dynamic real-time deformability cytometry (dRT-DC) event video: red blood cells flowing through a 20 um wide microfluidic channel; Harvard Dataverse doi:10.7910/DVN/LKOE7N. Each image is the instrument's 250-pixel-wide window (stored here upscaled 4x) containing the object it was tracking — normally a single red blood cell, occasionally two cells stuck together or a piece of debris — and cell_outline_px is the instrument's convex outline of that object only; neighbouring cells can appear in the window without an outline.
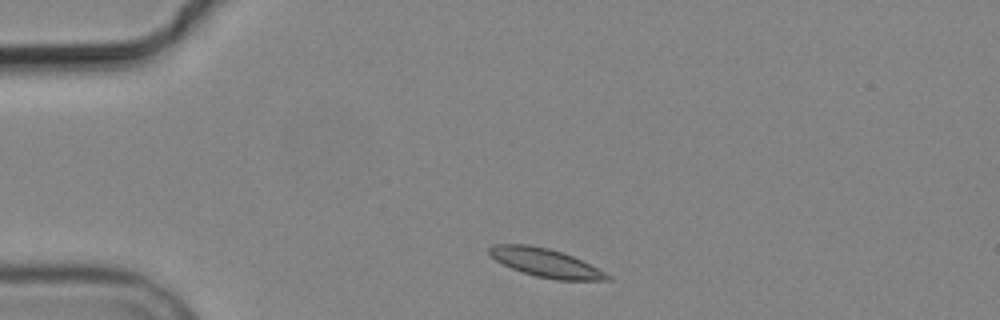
{"species": "common noctule bat (a hibernating species)", "species_latin": "Nyctalus noctula", "temperature_condition": "cold", "stored_images_in_passage": 2, "camera_frame_rate_fps": 3000, "um_per_image_px": 0.085, "animal": {"sex": "male", "body_mass_g": 19.2, "forearm_length_mm": 51.8}, "frame": {"image": 1, "passage_image": 1, "time_ms": 0.0, "image_size_px": [1000, 320], "cell_outline_px": [[612, 280], [556, 280], [536, 276], [512, 268], [496, 260], [488, 252], [488, 248], [496, 244], [528, 244], [548, 248], [572, 256], [612, 276]], "centroid_in_image_um": [46.37, 22.34], "position_along_channel_um": 38.6, "area_um2": 19.19}}